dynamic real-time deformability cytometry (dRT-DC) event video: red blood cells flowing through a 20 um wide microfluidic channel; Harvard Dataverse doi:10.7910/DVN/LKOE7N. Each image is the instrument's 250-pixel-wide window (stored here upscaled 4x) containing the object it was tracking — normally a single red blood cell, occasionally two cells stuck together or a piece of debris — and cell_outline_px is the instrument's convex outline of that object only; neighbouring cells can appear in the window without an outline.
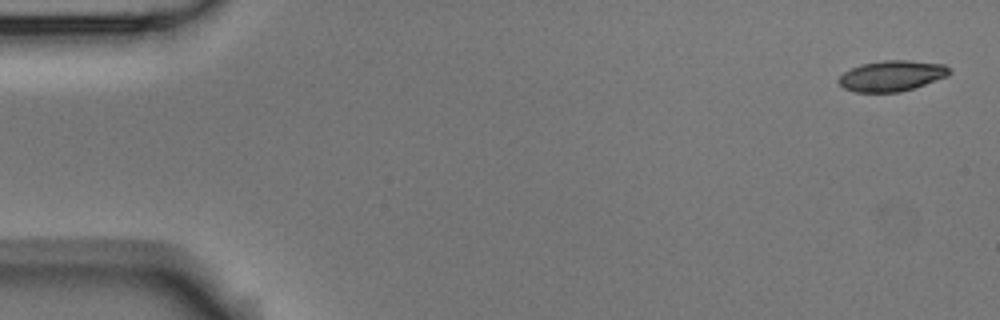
{"species": "Egyptian fruit bat (a non-hibernating species)", "species_latin": "Rousettus aegyptiacus", "temperature_condition": "room temperature", "stored_images_in_passage": 6, "camera_frame_rate_fps": 3000, "um_per_image_px": 0.085, "animal": {"sex": "male"}, "frame": {"image": 1, "passage_image": 1, "time_ms": 0.0, "image_size_px": [1000, 320], "cell_outline_px": [[952, 72], [948, 76], [900, 92], [856, 92], [844, 88], [836, 80], [844, 72], [860, 64], [884, 60], [908, 60], [944, 64], [952, 68]], "centroid_in_image_um": [75.82, 6.43], "position_along_channel_um": 9.2, "area_um2": 19.83}}